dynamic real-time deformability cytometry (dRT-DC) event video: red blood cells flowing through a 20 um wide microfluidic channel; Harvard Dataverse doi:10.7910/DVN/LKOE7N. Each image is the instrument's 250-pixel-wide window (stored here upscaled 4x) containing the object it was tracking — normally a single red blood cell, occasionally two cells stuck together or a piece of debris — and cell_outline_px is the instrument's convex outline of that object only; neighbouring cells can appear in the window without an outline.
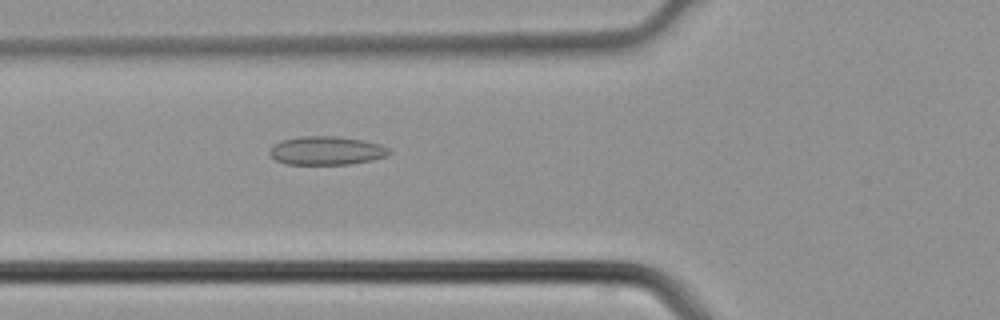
{"species": "common noctule bat (a hibernating species)", "species_latin": "Nyctalus noctula", "temperature_condition": "cold", "stored_images_in_passage": 4, "camera_frame_rate_fps": 3000, "um_per_image_px": 0.085, "animal": {"sex": "male", "body_mass_g": 21.5, "forearm_length_mm": 52.0}, "frame": {"image": 1, "passage_image": 4, "time_ms": 1.0, "image_size_px": [1000, 320], "cell_outline_px": [[392, 152], [388, 156], [372, 160], [348, 164], [284, 164], [276, 160], [268, 152], [268, 148], [272, 144], [280, 140], [300, 136], [340, 136], [364, 140], [380, 144], [388, 148]], "centroid_in_image_um": [27.73, 12.79], "position_along_channel_um": 98.1, "area_um2": 20.23}}